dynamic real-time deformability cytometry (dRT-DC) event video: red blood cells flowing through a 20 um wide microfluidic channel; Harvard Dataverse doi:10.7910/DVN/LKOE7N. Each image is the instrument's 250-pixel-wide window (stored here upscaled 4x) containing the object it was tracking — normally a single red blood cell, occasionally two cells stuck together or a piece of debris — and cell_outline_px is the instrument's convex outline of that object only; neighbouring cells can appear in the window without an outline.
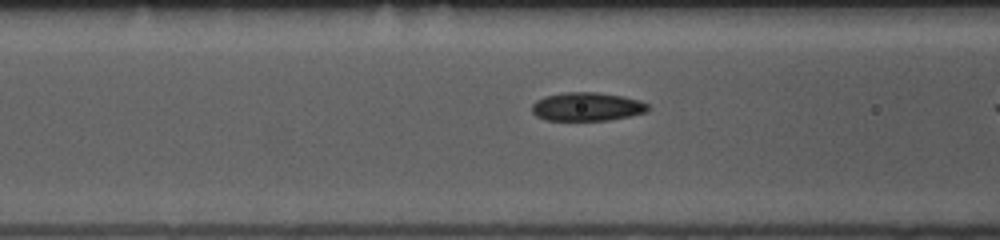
{"species": "common noctule bat (a hibernating species)", "species_latin": "Nyctalus noctula", "temperature_condition": "room temperature", "stored_images_in_passage": 19, "camera_frame_rate_fps": 3000, "um_per_image_px": 0.085, "animal": {"sex": "female", "body_mass_g": 10.0, "forearm_length_mm": 53.1}, "frame": {"image": 1, "passage_image": 17, "time_ms": 5.333, "image_size_px": [1000, 240], "cell_outline_px": [[648, 112], [608, 120], [544, 120], [536, 116], [532, 112], [532, 104], [536, 100], [544, 96], [564, 92], [596, 92], [624, 96], [640, 100], [648, 104]], "centroid_in_image_um": [49.88, 9.06], "position_along_channel_um": 116.7, "area_um2": 19.42}}